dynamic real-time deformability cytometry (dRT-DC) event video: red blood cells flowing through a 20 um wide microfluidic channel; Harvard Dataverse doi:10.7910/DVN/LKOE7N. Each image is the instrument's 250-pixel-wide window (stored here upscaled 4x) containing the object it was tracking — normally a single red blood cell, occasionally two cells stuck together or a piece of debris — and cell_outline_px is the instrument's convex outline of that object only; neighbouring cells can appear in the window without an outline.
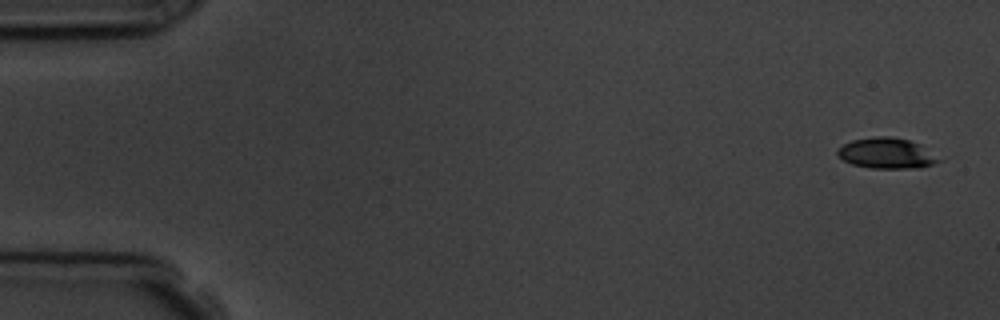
{"species": "common noctule bat (a hibernating species)", "species_latin": "Nyctalus noctula", "temperature_condition": "room temperature", "stored_images_in_passage": 5, "camera_frame_rate_fps": 3000, "um_per_image_px": 0.085, "animal": {"sex": "male", "body_mass_g": 19.5, "forearm_length_mm": 54.6}, "frame": {"image": 1, "passage_image": 1, "time_ms": 0.0, "image_size_px": [1000, 320], "cell_outline_px": [[944, 160], [920, 168], [872, 168], [852, 164], [844, 160], [836, 152], [844, 144], [852, 140], [876, 136], [892, 136], [908, 140], [920, 144]], "centroid_in_image_um": [75.41, 13.02], "position_along_channel_um": 9.6, "area_um2": 18.03}}
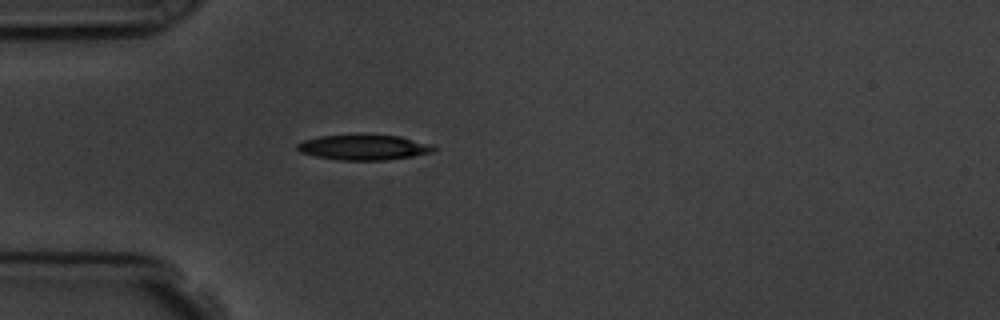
{"frame": {"image": 2, "passage_image": 5, "time_ms": 4.667, "image_size_px": [1000, 320], "cell_outline_px": [[436, 148], [432, 152], [412, 156], [384, 160], [340, 160], [316, 156], [300, 152], [296, 148], [296, 144], [304, 140], [320, 136], [360, 132], [400, 136], [432, 144]], "centroid_in_image_um": [30.9, 12.48], "position_along_channel_um": 54.1, "area_um2": 20.75}}